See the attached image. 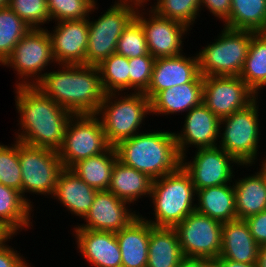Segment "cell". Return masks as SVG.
<instances>
[{
  "mask_svg": "<svg viewBox=\"0 0 266 267\" xmlns=\"http://www.w3.org/2000/svg\"><path fill=\"white\" fill-rule=\"evenodd\" d=\"M15 104L20 128L15 140L36 147L58 150L73 114L33 85L16 86Z\"/></svg>",
  "mask_w": 266,
  "mask_h": 267,
  "instance_id": "1",
  "label": "cell"
},
{
  "mask_svg": "<svg viewBox=\"0 0 266 267\" xmlns=\"http://www.w3.org/2000/svg\"><path fill=\"white\" fill-rule=\"evenodd\" d=\"M35 84L43 94L73 115L96 114L106 93L97 66L61 65Z\"/></svg>",
  "mask_w": 266,
  "mask_h": 267,
  "instance_id": "2",
  "label": "cell"
},
{
  "mask_svg": "<svg viewBox=\"0 0 266 267\" xmlns=\"http://www.w3.org/2000/svg\"><path fill=\"white\" fill-rule=\"evenodd\" d=\"M114 147L119 161L153 180L176 171L182 164L174 132L138 133Z\"/></svg>",
  "mask_w": 266,
  "mask_h": 267,
  "instance_id": "3",
  "label": "cell"
},
{
  "mask_svg": "<svg viewBox=\"0 0 266 267\" xmlns=\"http://www.w3.org/2000/svg\"><path fill=\"white\" fill-rule=\"evenodd\" d=\"M195 195L192 179L181 165L176 171L153 180L150 197L155 220L146 221L154 227L174 228L195 210Z\"/></svg>",
  "mask_w": 266,
  "mask_h": 267,
  "instance_id": "4",
  "label": "cell"
},
{
  "mask_svg": "<svg viewBox=\"0 0 266 267\" xmlns=\"http://www.w3.org/2000/svg\"><path fill=\"white\" fill-rule=\"evenodd\" d=\"M116 94L107 93L96 113L100 115L106 140L113 147L138 134L145 115L151 113L150 100L144 93L132 92L125 97Z\"/></svg>",
  "mask_w": 266,
  "mask_h": 267,
  "instance_id": "5",
  "label": "cell"
},
{
  "mask_svg": "<svg viewBox=\"0 0 266 267\" xmlns=\"http://www.w3.org/2000/svg\"><path fill=\"white\" fill-rule=\"evenodd\" d=\"M256 32L224 27L218 39L197 53L200 74L206 76H239L252 37Z\"/></svg>",
  "mask_w": 266,
  "mask_h": 267,
  "instance_id": "6",
  "label": "cell"
},
{
  "mask_svg": "<svg viewBox=\"0 0 266 267\" xmlns=\"http://www.w3.org/2000/svg\"><path fill=\"white\" fill-rule=\"evenodd\" d=\"M114 3L96 21H90L88 18L86 65L98 66L103 60L116 53L120 35L135 19L137 9L145 7L130 1H115Z\"/></svg>",
  "mask_w": 266,
  "mask_h": 267,
  "instance_id": "7",
  "label": "cell"
},
{
  "mask_svg": "<svg viewBox=\"0 0 266 267\" xmlns=\"http://www.w3.org/2000/svg\"><path fill=\"white\" fill-rule=\"evenodd\" d=\"M109 147L97 115L81 114L70 118L57 153L63 167L71 168L78 161L102 154Z\"/></svg>",
  "mask_w": 266,
  "mask_h": 267,
  "instance_id": "8",
  "label": "cell"
},
{
  "mask_svg": "<svg viewBox=\"0 0 266 267\" xmlns=\"http://www.w3.org/2000/svg\"><path fill=\"white\" fill-rule=\"evenodd\" d=\"M257 98L243 110L220 120L225 124L219 147L232 155L241 166H251L257 158L259 141V112ZM222 142V143H221Z\"/></svg>",
  "mask_w": 266,
  "mask_h": 267,
  "instance_id": "9",
  "label": "cell"
},
{
  "mask_svg": "<svg viewBox=\"0 0 266 267\" xmlns=\"http://www.w3.org/2000/svg\"><path fill=\"white\" fill-rule=\"evenodd\" d=\"M19 163L21 168V195L54 194L59 174L63 165L54 149L30 146L19 141Z\"/></svg>",
  "mask_w": 266,
  "mask_h": 267,
  "instance_id": "10",
  "label": "cell"
},
{
  "mask_svg": "<svg viewBox=\"0 0 266 267\" xmlns=\"http://www.w3.org/2000/svg\"><path fill=\"white\" fill-rule=\"evenodd\" d=\"M53 61L55 62L48 30L33 28L17 43L11 56L3 65L12 66L19 75L18 78H22H19L22 81L16 86H35L45 74L42 70Z\"/></svg>",
  "mask_w": 266,
  "mask_h": 267,
  "instance_id": "11",
  "label": "cell"
},
{
  "mask_svg": "<svg viewBox=\"0 0 266 267\" xmlns=\"http://www.w3.org/2000/svg\"><path fill=\"white\" fill-rule=\"evenodd\" d=\"M184 257L217 259L221 252L222 222L194 210L174 227Z\"/></svg>",
  "mask_w": 266,
  "mask_h": 267,
  "instance_id": "12",
  "label": "cell"
},
{
  "mask_svg": "<svg viewBox=\"0 0 266 267\" xmlns=\"http://www.w3.org/2000/svg\"><path fill=\"white\" fill-rule=\"evenodd\" d=\"M256 94L239 76H206L203 79V103L220 120L243 110Z\"/></svg>",
  "mask_w": 266,
  "mask_h": 267,
  "instance_id": "13",
  "label": "cell"
},
{
  "mask_svg": "<svg viewBox=\"0 0 266 267\" xmlns=\"http://www.w3.org/2000/svg\"><path fill=\"white\" fill-rule=\"evenodd\" d=\"M193 161L182 160V167L189 173L196 190L228 184L232 181V163L241 165L221 147L200 148Z\"/></svg>",
  "mask_w": 266,
  "mask_h": 267,
  "instance_id": "14",
  "label": "cell"
},
{
  "mask_svg": "<svg viewBox=\"0 0 266 267\" xmlns=\"http://www.w3.org/2000/svg\"><path fill=\"white\" fill-rule=\"evenodd\" d=\"M137 9L135 20L142 26L149 54L157 58L183 54L182 37L189 27L182 22L161 17L152 9L149 18H145Z\"/></svg>",
  "mask_w": 266,
  "mask_h": 267,
  "instance_id": "15",
  "label": "cell"
},
{
  "mask_svg": "<svg viewBox=\"0 0 266 267\" xmlns=\"http://www.w3.org/2000/svg\"><path fill=\"white\" fill-rule=\"evenodd\" d=\"M53 32H49L52 53L57 64L86 65L88 48V19L58 21Z\"/></svg>",
  "mask_w": 266,
  "mask_h": 267,
  "instance_id": "16",
  "label": "cell"
},
{
  "mask_svg": "<svg viewBox=\"0 0 266 267\" xmlns=\"http://www.w3.org/2000/svg\"><path fill=\"white\" fill-rule=\"evenodd\" d=\"M127 204L130 203L108 190L97 191L90 210L84 217L87 223L75 228L116 233L138 216L126 207Z\"/></svg>",
  "mask_w": 266,
  "mask_h": 267,
  "instance_id": "17",
  "label": "cell"
},
{
  "mask_svg": "<svg viewBox=\"0 0 266 267\" xmlns=\"http://www.w3.org/2000/svg\"><path fill=\"white\" fill-rule=\"evenodd\" d=\"M220 130V119L203 102L188 111L183 131L181 134L174 133L182 160L186 161L187 145H195L197 149L218 146L216 141L221 134Z\"/></svg>",
  "mask_w": 266,
  "mask_h": 267,
  "instance_id": "18",
  "label": "cell"
},
{
  "mask_svg": "<svg viewBox=\"0 0 266 267\" xmlns=\"http://www.w3.org/2000/svg\"><path fill=\"white\" fill-rule=\"evenodd\" d=\"M198 59L184 55L157 58L153 66L151 81L144 93L151 100L158 92L184 83H203Z\"/></svg>",
  "mask_w": 266,
  "mask_h": 267,
  "instance_id": "19",
  "label": "cell"
},
{
  "mask_svg": "<svg viewBox=\"0 0 266 267\" xmlns=\"http://www.w3.org/2000/svg\"><path fill=\"white\" fill-rule=\"evenodd\" d=\"M81 255L94 267H122L121 251L114 232L74 228Z\"/></svg>",
  "mask_w": 266,
  "mask_h": 267,
  "instance_id": "20",
  "label": "cell"
},
{
  "mask_svg": "<svg viewBox=\"0 0 266 267\" xmlns=\"http://www.w3.org/2000/svg\"><path fill=\"white\" fill-rule=\"evenodd\" d=\"M115 235L121 251L122 267H146L150 223L138 212V216Z\"/></svg>",
  "mask_w": 266,
  "mask_h": 267,
  "instance_id": "21",
  "label": "cell"
},
{
  "mask_svg": "<svg viewBox=\"0 0 266 267\" xmlns=\"http://www.w3.org/2000/svg\"><path fill=\"white\" fill-rule=\"evenodd\" d=\"M219 257L241 263H257L259 245L250 233L245 220L222 223Z\"/></svg>",
  "mask_w": 266,
  "mask_h": 267,
  "instance_id": "22",
  "label": "cell"
},
{
  "mask_svg": "<svg viewBox=\"0 0 266 267\" xmlns=\"http://www.w3.org/2000/svg\"><path fill=\"white\" fill-rule=\"evenodd\" d=\"M96 193L97 190L84 182L70 168H63L58 176L53 197L72 212L71 214L84 218Z\"/></svg>",
  "mask_w": 266,
  "mask_h": 267,
  "instance_id": "23",
  "label": "cell"
},
{
  "mask_svg": "<svg viewBox=\"0 0 266 267\" xmlns=\"http://www.w3.org/2000/svg\"><path fill=\"white\" fill-rule=\"evenodd\" d=\"M260 171L236 180L234 186L237 219L256 215L266 210V165Z\"/></svg>",
  "mask_w": 266,
  "mask_h": 267,
  "instance_id": "24",
  "label": "cell"
},
{
  "mask_svg": "<svg viewBox=\"0 0 266 267\" xmlns=\"http://www.w3.org/2000/svg\"><path fill=\"white\" fill-rule=\"evenodd\" d=\"M203 102V83H184L158 92L151 100V114L188 112Z\"/></svg>",
  "mask_w": 266,
  "mask_h": 267,
  "instance_id": "25",
  "label": "cell"
},
{
  "mask_svg": "<svg viewBox=\"0 0 266 267\" xmlns=\"http://www.w3.org/2000/svg\"><path fill=\"white\" fill-rule=\"evenodd\" d=\"M198 205L195 210L220 222L237 219L235 191L231 183L196 190Z\"/></svg>",
  "mask_w": 266,
  "mask_h": 267,
  "instance_id": "26",
  "label": "cell"
},
{
  "mask_svg": "<svg viewBox=\"0 0 266 267\" xmlns=\"http://www.w3.org/2000/svg\"><path fill=\"white\" fill-rule=\"evenodd\" d=\"M152 183L153 179L148 175L117 159L112 169L108 191L128 203H133L141 196L151 195Z\"/></svg>",
  "mask_w": 266,
  "mask_h": 267,
  "instance_id": "27",
  "label": "cell"
},
{
  "mask_svg": "<svg viewBox=\"0 0 266 267\" xmlns=\"http://www.w3.org/2000/svg\"><path fill=\"white\" fill-rule=\"evenodd\" d=\"M184 258L174 228L154 227L150 223L146 267H177Z\"/></svg>",
  "mask_w": 266,
  "mask_h": 267,
  "instance_id": "28",
  "label": "cell"
},
{
  "mask_svg": "<svg viewBox=\"0 0 266 267\" xmlns=\"http://www.w3.org/2000/svg\"><path fill=\"white\" fill-rule=\"evenodd\" d=\"M32 208L31 201L27 202L21 192L0 183V226L12 237L32 224Z\"/></svg>",
  "mask_w": 266,
  "mask_h": 267,
  "instance_id": "29",
  "label": "cell"
},
{
  "mask_svg": "<svg viewBox=\"0 0 266 267\" xmlns=\"http://www.w3.org/2000/svg\"><path fill=\"white\" fill-rule=\"evenodd\" d=\"M117 159L115 147L110 146L102 154L78 161L70 169L93 189L105 191L109 188Z\"/></svg>",
  "mask_w": 266,
  "mask_h": 267,
  "instance_id": "30",
  "label": "cell"
},
{
  "mask_svg": "<svg viewBox=\"0 0 266 267\" xmlns=\"http://www.w3.org/2000/svg\"><path fill=\"white\" fill-rule=\"evenodd\" d=\"M224 26L233 30L266 32V0H231Z\"/></svg>",
  "mask_w": 266,
  "mask_h": 267,
  "instance_id": "31",
  "label": "cell"
},
{
  "mask_svg": "<svg viewBox=\"0 0 266 267\" xmlns=\"http://www.w3.org/2000/svg\"><path fill=\"white\" fill-rule=\"evenodd\" d=\"M239 77L256 94L266 86V32L255 33Z\"/></svg>",
  "mask_w": 266,
  "mask_h": 267,
  "instance_id": "32",
  "label": "cell"
},
{
  "mask_svg": "<svg viewBox=\"0 0 266 267\" xmlns=\"http://www.w3.org/2000/svg\"><path fill=\"white\" fill-rule=\"evenodd\" d=\"M31 28L9 7L0 9V63L11 56L14 47Z\"/></svg>",
  "mask_w": 266,
  "mask_h": 267,
  "instance_id": "33",
  "label": "cell"
},
{
  "mask_svg": "<svg viewBox=\"0 0 266 267\" xmlns=\"http://www.w3.org/2000/svg\"><path fill=\"white\" fill-rule=\"evenodd\" d=\"M97 67L100 73L101 84L106 94L129 90L128 58L113 53Z\"/></svg>",
  "mask_w": 266,
  "mask_h": 267,
  "instance_id": "34",
  "label": "cell"
},
{
  "mask_svg": "<svg viewBox=\"0 0 266 267\" xmlns=\"http://www.w3.org/2000/svg\"><path fill=\"white\" fill-rule=\"evenodd\" d=\"M200 4L201 0H157V4L151 9L161 17L182 22L190 27L201 10Z\"/></svg>",
  "mask_w": 266,
  "mask_h": 267,
  "instance_id": "35",
  "label": "cell"
},
{
  "mask_svg": "<svg viewBox=\"0 0 266 267\" xmlns=\"http://www.w3.org/2000/svg\"><path fill=\"white\" fill-rule=\"evenodd\" d=\"M50 20H83L95 11V0H47Z\"/></svg>",
  "mask_w": 266,
  "mask_h": 267,
  "instance_id": "36",
  "label": "cell"
},
{
  "mask_svg": "<svg viewBox=\"0 0 266 267\" xmlns=\"http://www.w3.org/2000/svg\"><path fill=\"white\" fill-rule=\"evenodd\" d=\"M12 146L0 144V183L21 192L19 140Z\"/></svg>",
  "mask_w": 266,
  "mask_h": 267,
  "instance_id": "37",
  "label": "cell"
},
{
  "mask_svg": "<svg viewBox=\"0 0 266 267\" xmlns=\"http://www.w3.org/2000/svg\"><path fill=\"white\" fill-rule=\"evenodd\" d=\"M116 53L128 59L149 54L144 31L135 19L120 35Z\"/></svg>",
  "mask_w": 266,
  "mask_h": 267,
  "instance_id": "38",
  "label": "cell"
},
{
  "mask_svg": "<svg viewBox=\"0 0 266 267\" xmlns=\"http://www.w3.org/2000/svg\"><path fill=\"white\" fill-rule=\"evenodd\" d=\"M8 7L31 29L50 21L47 0H9Z\"/></svg>",
  "mask_w": 266,
  "mask_h": 267,
  "instance_id": "39",
  "label": "cell"
},
{
  "mask_svg": "<svg viewBox=\"0 0 266 267\" xmlns=\"http://www.w3.org/2000/svg\"><path fill=\"white\" fill-rule=\"evenodd\" d=\"M155 58L150 54L129 58V89L145 93L149 87Z\"/></svg>",
  "mask_w": 266,
  "mask_h": 267,
  "instance_id": "40",
  "label": "cell"
},
{
  "mask_svg": "<svg viewBox=\"0 0 266 267\" xmlns=\"http://www.w3.org/2000/svg\"><path fill=\"white\" fill-rule=\"evenodd\" d=\"M245 222L256 243L259 246L266 244V210L246 218Z\"/></svg>",
  "mask_w": 266,
  "mask_h": 267,
  "instance_id": "41",
  "label": "cell"
},
{
  "mask_svg": "<svg viewBox=\"0 0 266 267\" xmlns=\"http://www.w3.org/2000/svg\"><path fill=\"white\" fill-rule=\"evenodd\" d=\"M7 241L8 239L0 245V267H29L17 250L5 245Z\"/></svg>",
  "mask_w": 266,
  "mask_h": 267,
  "instance_id": "42",
  "label": "cell"
},
{
  "mask_svg": "<svg viewBox=\"0 0 266 267\" xmlns=\"http://www.w3.org/2000/svg\"><path fill=\"white\" fill-rule=\"evenodd\" d=\"M200 6L207 7L209 11L220 20L225 22L231 12V0H201Z\"/></svg>",
  "mask_w": 266,
  "mask_h": 267,
  "instance_id": "43",
  "label": "cell"
},
{
  "mask_svg": "<svg viewBox=\"0 0 266 267\" xmlns=\"http://www.w3.org/2000/svg\"><path fill=\"white\" fill-rule=\"evenodd\" d=\"M177 267H214L213 261L202 258H184Z\"/></svg>",
  "mask_w": 266,
  "mask_h": 267,
  "instance_id": "44",
  "label": "cell"
},
{
  "mask_svg": "<svg viewBox=\"0 0 266 267\" xmlns=\"http://www.w3.org/2000/svg\"><path fill=\"white\" fill-rule=\"evenodd\" d=\"M214 267H258L257 263H241L218 257L213 261Z\"/></svg>",
  "mask_w": 266,
  "mask_h": 267,
  "instance_id": "45",
  "label": "cell"
},
{
  "mask_svg": "<svg viewBox=\"0 0 266 267\" xmlns=\"http://www.w3.org/2000/svg\"><path fill=\"white\" fill-rule=\"evenodd\" d=\"M257 264L258 267H266V244L259 247Z\"/></svg>",
  "mask_w": 266,
  "mask_h": 267,
  "instance_id": "46",
  "label": "cell"
},
{
  "mask_svg": "<svg viewBox=\"0 0 266 267\" xmlns=\"http://www.w3.org/2000/svg\"><path fill=\"white\" fill-rule=\"evenodd\" d=\"M11 234H9L3 227L0 226V245H2L7 239H12Z\"/></svg>",
  "mask_w": 266,
  "mask_h": 267,
  "instance_id": "47",
  "label": "cell"
},
{
  "mask_svg": "<svg viewBox=\"0 0 266 267\" xmlns=\"http://www.w3.org/2000/svg\"><path fill=\"white\" fill-rule=\"evenodd\" d=\"M118 1H130V2H133V3H137L138 5H143V4H145L147 2V0H118Z\"/></svg>",
  "mask_w": 266,
  "mask_h": 267,
  "instance_id": "48",
  "label": "cell"
},
{
  "mask_svg": "<svg viewBox=\"0 0 266 267\" xmlns=\"http://www.w3.org/2000/svg\"><path fill=\"white\" fill-rule=\"evenodd\" d=\"M9 0H0V9L8 7Z\"/></svg>",
  "mask_w": 266,
  "mask_h": 267,
  "instance_id": "49",
  "label": "cell"
}]
</instances>
